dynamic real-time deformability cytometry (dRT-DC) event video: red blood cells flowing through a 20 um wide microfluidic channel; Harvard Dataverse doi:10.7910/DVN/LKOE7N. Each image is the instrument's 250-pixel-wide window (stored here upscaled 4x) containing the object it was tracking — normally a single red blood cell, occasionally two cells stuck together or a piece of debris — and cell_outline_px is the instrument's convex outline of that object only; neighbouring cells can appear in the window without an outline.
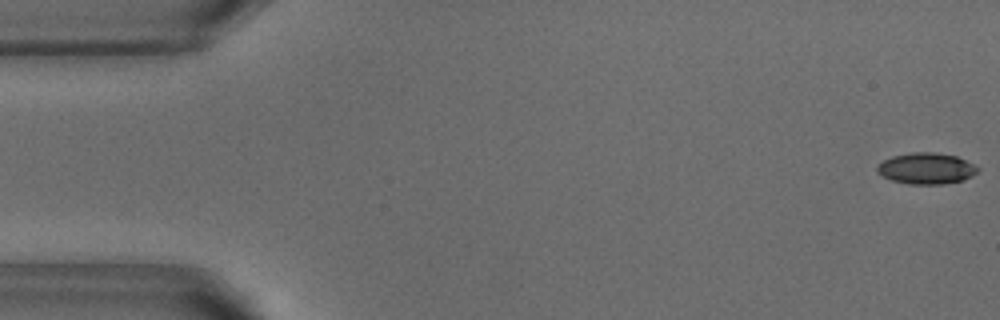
{"species": "common noctule bat (a hibernating species)", "species_latin": "Nyctalus noctula", "temperature_condition": "warm", "stored_images_in_passage": 52, "camera_frame_rate_fps": 3000, "um_per_image_px": 0.085, "animal": {"sex": "male", "body_mass_g": 18.8}, "frame": {"image": 1, "passage_image": 1, "time_ms": 0.0, "image_size_px": [1000, 320], "cell_outline_px": [[980, 168], [972, 176], [964, 180], [944, 184], [908, 184], [892, 180], [876, 172], [876, 164], [892, 156], [912, 152], [932, 152], [956, 156]], "centroid_in_image_um": [78.71, 14.32], "position_along_channel_um": 6.3, "area_um2": 18.26}}
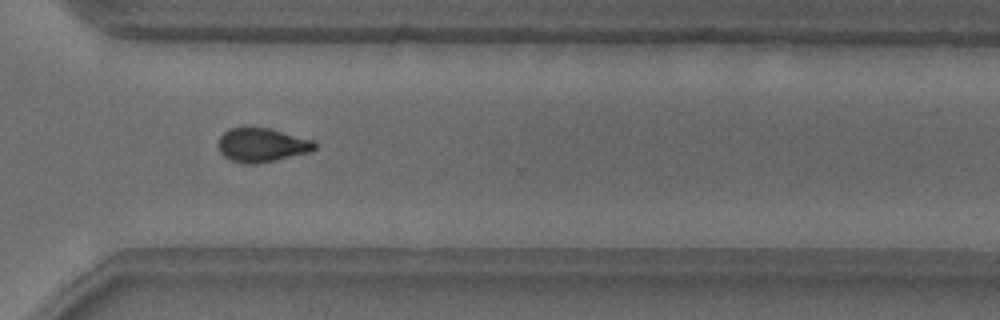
{"frame": {"image": 2, "passage_image": 38, "time_ms": 12.333, "image_size_px": [1000, 320], "cell_outline_px": [[316, 148], [308, 152], [256, 164], [244, 164], [232, 160], [224, 156], [220, 152], [216, 144], [220, 136], [228, 128], [244, 124], [268, 128], [316, 140]], "centroid_in_image_um": [22.2, 12.27], "position_along_channel_um": 348.4, "area_um2": 19.59}}
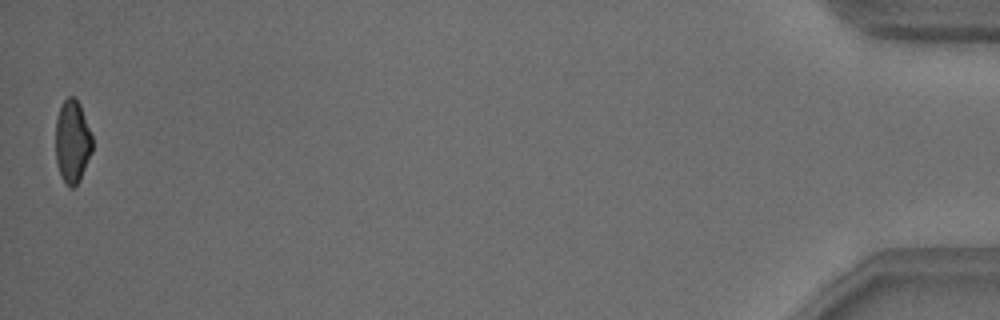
{"frame": {"image": 3, "passage_image": 52, "time_ms": 17.0, "image_size_px": [1000, 320], "cell_outline_px": [[92, 152], [80, 180], [72, 188], [68, 188], [60, 176], [56, 160], [56, 116], [64, 100], [68, 96], [76, 96], [80, 104], [92, 136]], "centroid_in_image_um": [6.15, 12.04], "position_along_channel_um": 429.1, "area_um2": 17.92}, "authors_computed_cell_mechanics": {"area_um2": 19.1029, "velocity_mm_per_s": 3.8417, "shape_relaxation_time_tau1_ms": 5.4552, "shape_relaxation_time_tau2_ms": 2.6913, "deformation_change_tau1": 0.145, "deformation_change_tau2": 0.0769}}